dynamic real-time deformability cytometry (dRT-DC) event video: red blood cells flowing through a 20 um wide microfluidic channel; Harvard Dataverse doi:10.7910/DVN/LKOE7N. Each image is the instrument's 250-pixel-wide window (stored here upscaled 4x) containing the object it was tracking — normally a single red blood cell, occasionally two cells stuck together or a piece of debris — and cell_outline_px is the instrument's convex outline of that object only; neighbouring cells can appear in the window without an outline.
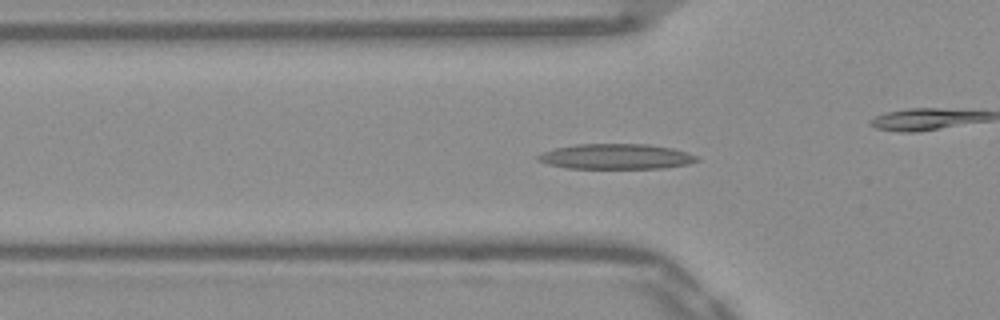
{"species": "Egyptian fruit bat (a non-hibernating species)", "species_latin": "Rousettus aegyptiacus", "temperature_condition": "warm", "stored_images_in_passage": 39, "camera_frame_rate_fps": 3000, "um_per_image_px": 0.085, "frame": {"image": 1, "passage_image": 3, "time_ms": 0.667, "image_size_px": [1000, 320], "cell_outline_px": [[700, 160], [688, 164], [664, 168], [568, 168], [548, 164], [536, 160], [536, 156], [544, 152], [556, 148], [576, 144], [648, 144], [672, 148], [696, 156]], "centroid_in_image_um": [52.35, 13.3], "position_along_channel_um": 73.4, "area_um2": 23.24}}
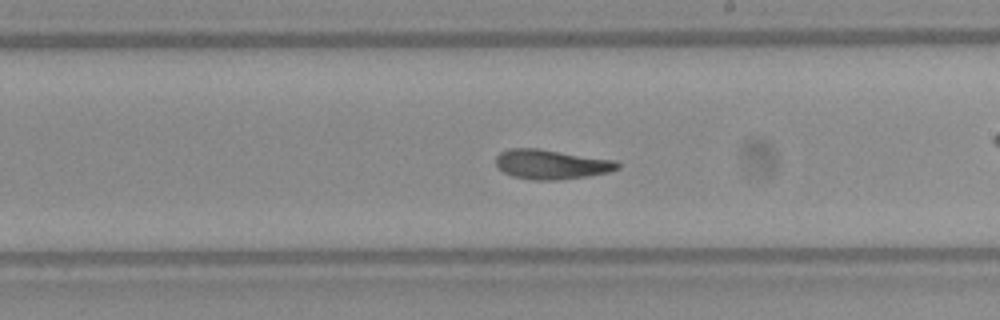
{"frame": {"image": 2, "passage_image": 16, "time_ms": 5.0, "image_size_px": [1000, 320], "cell_outline_px": [[620, 168], [608, 172], [588, 176], [560, 180], [532, 180], [512, 176], [504, 172], [496, 164], [496, 156], [500, 152], [508, 148], [536, 148], [616, 160], [620, 164]], "centroid_in_image_um": [46.87, 13.97], "position_along_channel_um": 242.1, "area_um2": 21.04}}
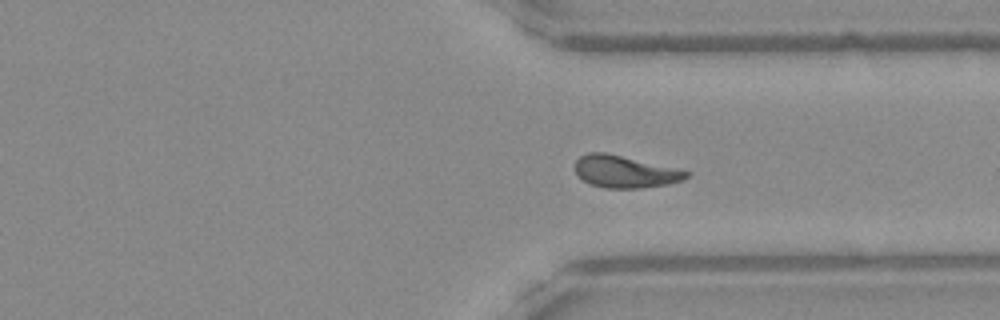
{"frame": {"image": 3, "passage_image": 25, "time_ms": 8.0, "image_size_px": [1000, 320], "cell_outline_px": [[692, 172], [684, 180], [668, 184], [640, 188], [604, 188], [588, 184], [576, 176], [576, 160], [580, 156], [588, 152], [604, 152]], "centroid_in_image_um": [53.08, 14.61], "position_along_channel_um": 358.3, "area_um2": 20.81}, "authors_computed_cell_mechanics": {"area_um2": 20.5768, "velocity_mm_per_s": 3.8645, "shape_relaxation_time_tau1_ms": null, "shape_relaxation_time_tau2_ms": 3.1862, "deformation_change_tau1": null, "deformation_change_tau2": 0.1028}}